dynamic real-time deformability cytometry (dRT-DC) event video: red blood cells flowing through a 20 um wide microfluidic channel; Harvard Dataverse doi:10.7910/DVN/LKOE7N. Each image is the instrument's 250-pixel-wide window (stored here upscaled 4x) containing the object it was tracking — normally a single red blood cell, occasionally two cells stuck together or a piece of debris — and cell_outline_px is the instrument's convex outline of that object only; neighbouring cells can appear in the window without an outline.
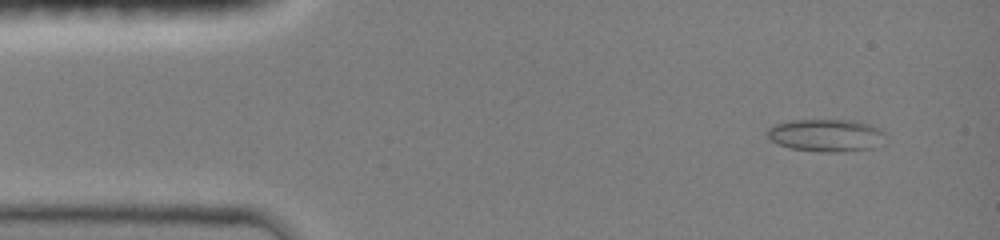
{"species": "common noctule bat (a hibernating species)", "species_latin": "Nyctalus noctula", "temperature_condition": "room temperature", "stored_images_in_passage": 47, "camera_frame_rate_fps": 3000, "um_per_image_px": 0.085, "animal": {"sex": "female", "body_mass_g": 19.0, "forearm_length_mm": 51.5}, "frame": {"image": 1, "passage_image": 4, "time_ms": 1.0, "image_size_px": [1000, 240], "cell_outline_px": [[884, 132], [872, 148], [844, 152], [824, 152], [788, 148], [776, 144], [764, 132], [768, 128], [776, 124], [792, 120], [856, 120], [872, 124], [880, 128]], "centroid_in_image_um": [70.15, 11.49], "position_along_channel_um": 14.9, "area_um2": 22.31}}
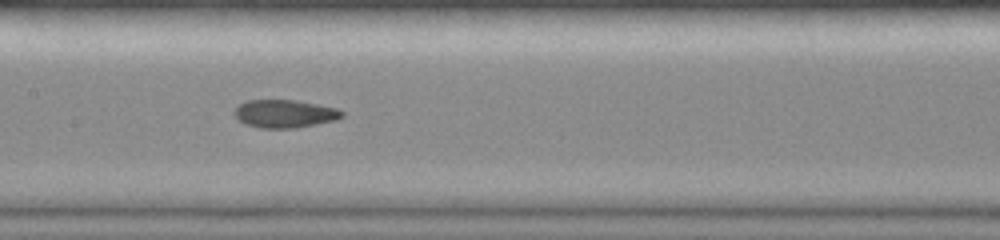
{"frame": {"image": 2, "passage_image": 23, "time_ms": 7.333, "image_size_px": [1000, 240], "cell_outline_px": [[344, 116], [336, 120], [296, 128], [260, 128], [244, 124], [232, 112], [240, 104], [248, 100], [296, 100], [320, 104], [336, 108], [344, 112]], "centroid_in_image_um": [24.22, 9.66], "position_along_channel_um": 183.2, "area_um2": 17.63}}
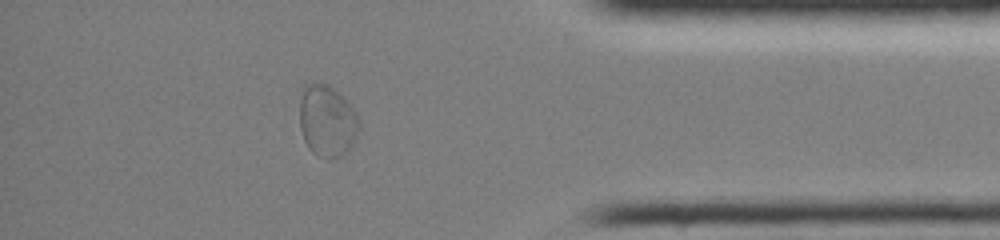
{"frame": {"image": 3, "passage_image": 41, "time_ms": 13.333, "image_size_px": [1000, 240], "cell_outline_px": [[360, 128], [352, 144], [340, 156], [332, 160], [328, 160], [316, 156], [312, 152], [304, 140], [300, 128], [300, 100], [304, 84], [320, 80], [328, 84], [356, 112], [360, 120]], "centroid_in_image_um": [27.78, 10.27], "position_along_channel_um": 407.4, "area_um2": 25.03}, "authors_computed_cell_mechanics": {"area_um2": 18.8428, "velocity_mm_per_s": 4.0191, "shape_relaxation_time_tau1_ms": null, "shape_relaxation_time_tau2_ms": 1.8208, "deformation_change_tau1": null, "deformation_change_tau2": 0.0502}}